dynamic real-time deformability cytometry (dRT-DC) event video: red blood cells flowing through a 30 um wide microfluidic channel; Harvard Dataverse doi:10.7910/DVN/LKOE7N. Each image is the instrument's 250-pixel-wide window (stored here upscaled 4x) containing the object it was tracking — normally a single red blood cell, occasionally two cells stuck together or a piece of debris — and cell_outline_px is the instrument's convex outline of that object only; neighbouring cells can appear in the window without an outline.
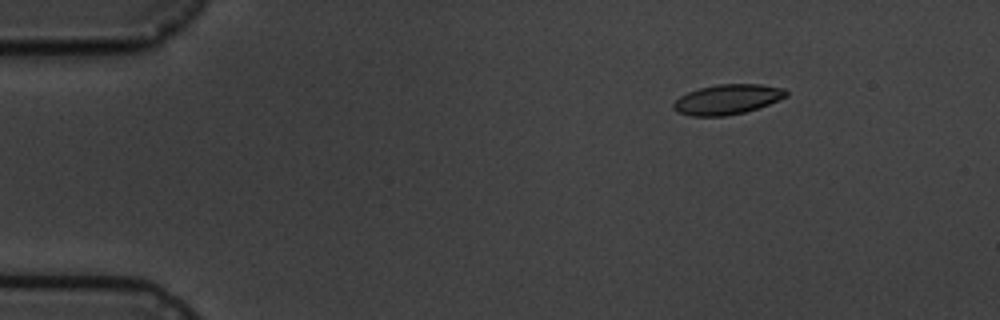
{"species": "common noctule bat (a hibernating species)", "species_latin": "Nyctalus noctula", "temperature_condition": "cold", "stored_images_in_passage": 4, "camera_frame_rate_fps": 3000, "um_per_image_px": 0.085, "animal": {"sex": "male", "body_mass_g": 19.5, "forearm_length_mm": 54.6}, "frame": {"image": 1, "passage_image": 2, "time_ms": 1.333, "image_size_px": [1000, 320], "cell_outline_px": [[788, 96], [768, 104], [744, 112], [724, 116], [692, 116], [676, 112], [672, 108], [672, 104], [680, 96], [688, 92], [700, 88], [716, 84], [760, 84], [784, 88], [788, 92]], "centroid_in_image_um": [61.8, 8.44], "position_along_channel_um": 23.2, "area_um2": 19.65}}